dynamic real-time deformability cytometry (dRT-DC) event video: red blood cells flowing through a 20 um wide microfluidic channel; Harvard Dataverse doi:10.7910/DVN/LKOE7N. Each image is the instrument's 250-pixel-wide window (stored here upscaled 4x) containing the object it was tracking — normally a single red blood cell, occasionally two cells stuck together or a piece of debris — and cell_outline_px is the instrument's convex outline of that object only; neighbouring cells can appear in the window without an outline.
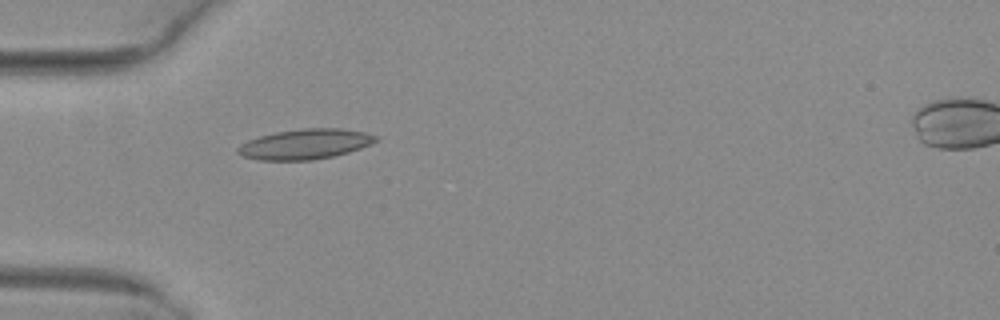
{"species": "common noctule bat (a hibernating species)", "species_latin": "Nyctalus noctula", "temperature_condition": "warm", "stored_images_in_passage": 3, "camera_frame_rate_fps": 3000, "um_per_image_px": 0.085, "animal": {"sex": "female", "body_mass_g": 29.2, "forearm_length_mm": 56.3}, "frame": {"image": 1, "passage_image": 2, "time_ms": 0.333, "image_size_px": [1000, 320], "cell_outline_px": [[380, 140], [372, 144], [348, 152], [332, 156], [312, 160], [256, 160], [240, 156], [236, 152], [236, 148], [240, 144], [248, 140], [260, 136], [276, 132], [300, 128], [340, 128], [364, 132], [380, 136]], "centroid_in_image_um": [25.93, 12.25], "position_along_channel_um": 59.1, "area_um2": 24.51}}